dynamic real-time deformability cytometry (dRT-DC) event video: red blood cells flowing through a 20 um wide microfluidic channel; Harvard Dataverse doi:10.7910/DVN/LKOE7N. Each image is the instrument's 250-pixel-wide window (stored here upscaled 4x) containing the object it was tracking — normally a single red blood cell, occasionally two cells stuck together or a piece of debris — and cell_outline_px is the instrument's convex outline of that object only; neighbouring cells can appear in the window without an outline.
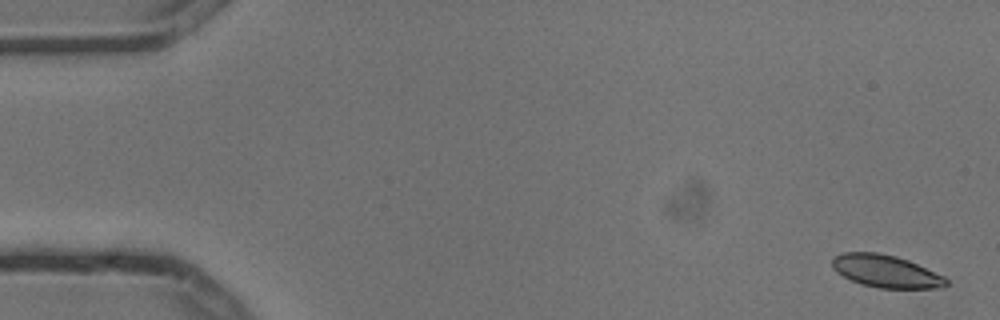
{"species": "common noctule bat (a hibernating species)", "species_latin": "Nyctalus noctula", "temperature_condition": "cold", "stored_images_in_passage": 6, "segment_of_instrument_passage": [1, 2], "camera_frame_rate_fps": 3000, "um_per_image_px": 0.085, "animal": {"sex": "male", "body_mass_g": 13.3}, "frame": {"image": 1, "passage_image": 1, "time_ms": 0.0, "image_size_px": [1000, 320], "cell_outline_px": [[948, 284], [944, 288], [880, 288], [860, 284], [836, 272], [832, 268], [832, 256], [840, 252], [876, 252], [896, 256], [908, 260], [944, 276], [948, 280]], "centroid_in_image_um": [75.28, 23.05], "position_along_channel_um": 9.7, "area_um2": 21.73}}
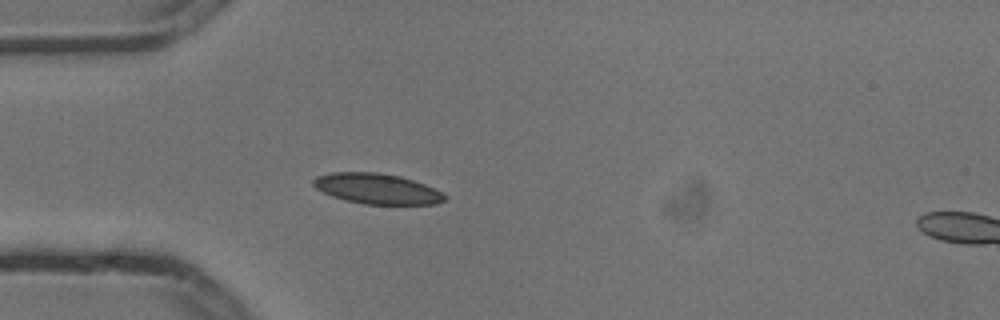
{"frame": {"image": 2, "passage_image": 5, "time_ms": 1.333, "image_size_px": [1000, 320], "cell_outline_px": [[448, 196], [444, 200], [436, 204], [364, 204], [344, 200], [332, 196], [316, 188], [312, 184], [312, 180], [316, 176], [332, 172], [376, 172], [400, 176], [424, 184]], "centroid_in_image_um": [32.01, 16.04], "position_along_channel_um": 53.0, "area_um2": 23.18}}